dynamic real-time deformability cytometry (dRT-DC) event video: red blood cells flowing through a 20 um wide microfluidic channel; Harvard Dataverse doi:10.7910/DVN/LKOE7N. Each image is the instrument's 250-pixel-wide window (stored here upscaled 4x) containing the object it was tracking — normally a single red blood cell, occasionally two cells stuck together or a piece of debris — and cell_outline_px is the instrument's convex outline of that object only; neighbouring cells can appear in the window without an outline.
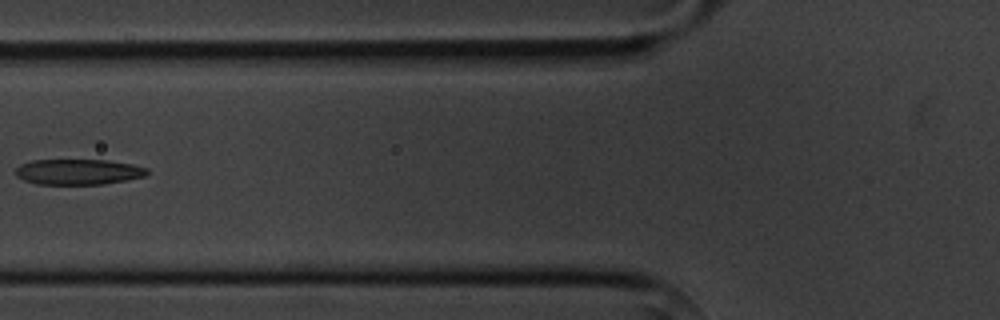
{"species": "common noctule bat (a hibernating species)", "species_latin": "Nyctalus noctula", "temperature_condition": "cold", "stored_images_in_passage": 5, "camera_frame_rate_fps": 3000, "um_per_image_px": 0.085, "animal": {"sex": "male", "body_mass_g": 20.1, "forearm_length_mm": 53.5}, "frame": {"image": 1, "passage_image": 5, "time_ms": 4.667, "image_size_px": [1000, 320], "cell_outline_px": [[148, 172], [144, 176], [128, 180], [104, 184], [36, 184], [24, 180], [16, 176], [16, 168], [20, 164], [32, 160], [108, 160], [132, 164], [148, 168]], "centroid_in_image_um": [6.65, 14.6], "position_along_channel_um": 119.1, "area_um2": 19.65}}